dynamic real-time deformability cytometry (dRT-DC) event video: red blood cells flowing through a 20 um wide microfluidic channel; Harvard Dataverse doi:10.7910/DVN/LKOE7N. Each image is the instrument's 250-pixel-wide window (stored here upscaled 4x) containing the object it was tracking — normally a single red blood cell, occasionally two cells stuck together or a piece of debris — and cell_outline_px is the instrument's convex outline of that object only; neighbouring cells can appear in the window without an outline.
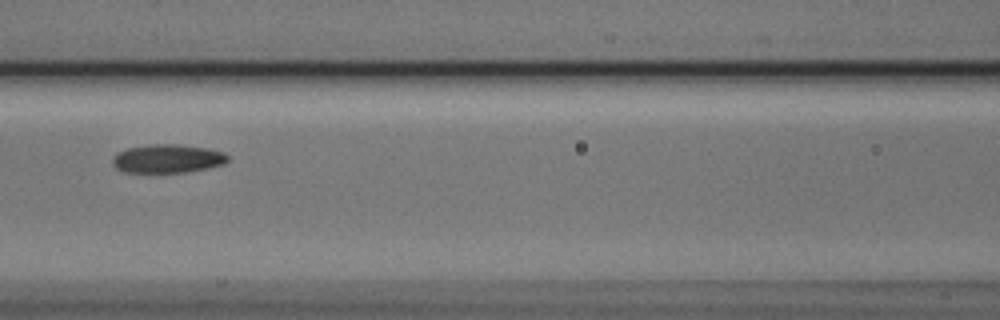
{"species": "Egyptian fruit bat (a non-hibernating species)", "species_latin": "Rousettus aegyptiacus", "temperature_condition": "cold", "stored_images_in_passage": 6, "camera_frame_rate_fps": 3000, "um_per_image_px": 0.085, "animal": {"sex": "male"}, "frame": {"image": 1, "passage_image": 4, "time_ms": 1.0, "image_size_px": [1000, 320], "cell_outline_px": [[228, 160], [224, 164], [208, 168], [184, 172], [124, 172], [116, 168], [112, 164], [112, 156], [116, 152], [128, 148], [148, 144], [180, 144], [208, 148], [224, 152], [228, 156]], "centroid_in_image_um": [14.22, 13.47], "position_along_channel_um": 152.4, "area_um2": 19.36}}
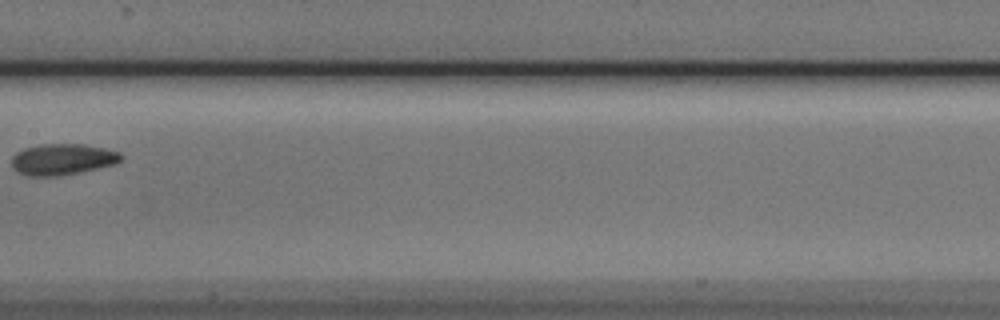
{"frame": {"image": 2, "passage_image": 5, "time_ms": 1.333, "image_size_px": [1000, 320], "cell_outline_px": [[124, 156], [120, 160], [112, 164], [96, 168], [56, 176], [28, 176], [16, 172], [12, 168], [12, 156], [16, 152], [24, 148], [40, 144], [84, 144], [104, 148], [120, 152]], "centroid_in_image_um": [5.25, 13.53], "position_along_channel_um": 202.1, "area_um2": 19.77}}
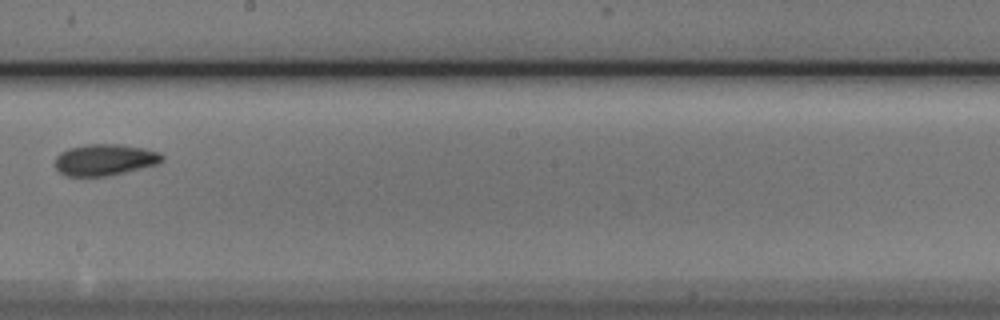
{"frame": {"image": 3, "passage_image": 6, "time_ms": 1.667, "image_size_px": [1000, 320], "cell_outline_px": [[164, 160], [156, 164], [124, 172], [104, 176], [68, 176], [60, 172], [56, 168], [56, 156], [60, 152], [68, 148], [84, 144], [124, 144], [144, 148], [160, 152], [164, 156]], "centroid_in_image_um": [8.91, 13.56], "position_along_channel_um": 239.3, "area_um2": 19.59}}